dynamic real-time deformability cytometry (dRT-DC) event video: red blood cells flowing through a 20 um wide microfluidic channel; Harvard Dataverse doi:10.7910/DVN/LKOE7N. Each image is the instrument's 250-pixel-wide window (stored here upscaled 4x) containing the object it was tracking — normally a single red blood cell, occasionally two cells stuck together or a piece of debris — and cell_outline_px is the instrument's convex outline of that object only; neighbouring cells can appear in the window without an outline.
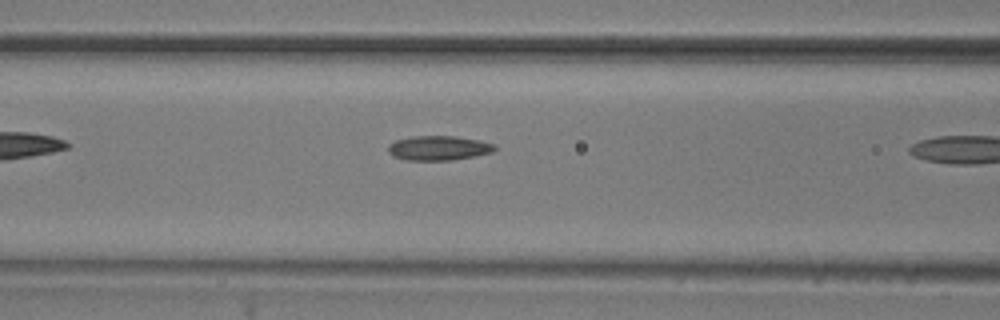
{"species": "common noctule bat (a hibernating species)", "species_latin": "Nyctalus noctula", "temperature_condition": "room temperature", "stored_images_in_passage": 6, "camera_frame_rate_fps": 3000, "um_per_image_px": 0.085, "animal": {"sex": "male", "body_mass_g": 20.5, "forearm_length_mm": 52.5}, "frame": {"image": 1, "passage_image": 5, "time_ms": 1.333, "image_size_px": [1000, 320], "cell_outline_px": [[496, 148], [492, 152], [476, 156], [452, 160], [404, 160], [392, 156], [388, 152], [388, 144], [396, 140], [412, 136], [456, 136], [480, 140], [492, 144]], "centroid_in_image_um": [37.24, 12.58], "position_along_channel_um": 129.4, "area_um2": 15.32}}